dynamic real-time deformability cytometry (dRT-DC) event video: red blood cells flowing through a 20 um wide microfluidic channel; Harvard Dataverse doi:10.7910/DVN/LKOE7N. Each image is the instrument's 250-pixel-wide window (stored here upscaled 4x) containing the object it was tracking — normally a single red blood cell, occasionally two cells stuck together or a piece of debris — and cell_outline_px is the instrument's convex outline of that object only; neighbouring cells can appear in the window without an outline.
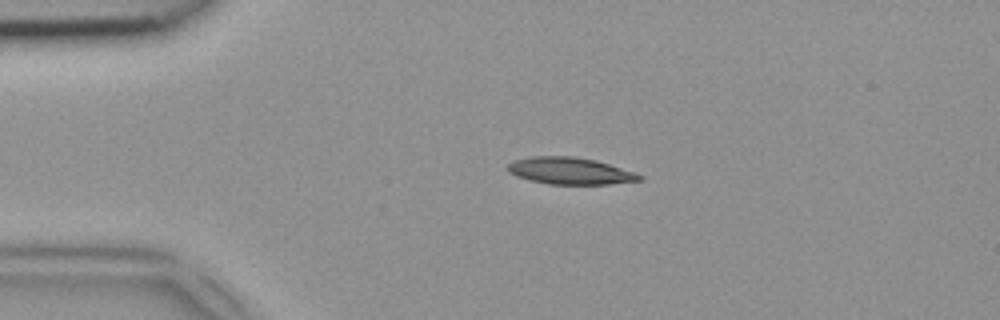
{"species": "common noctule bat (a hibernating species)", "species_latin": "Nyctalus noctula", "temperature_condition": "room temperature", "stored_images_in_passage": 39, "camera_frame_rate_fps": 3000, "um_per_image_px": 0.085, "animal": {"sex": "female", "body_mass_g": 18.4}, "frame": {"image": 1, "passage_image": 1, "time_ms": 0.0, "image_size_px": [1000, 320], "cell_outline_px": [[644, 180], [608, 184], [548, 184], [516, 176], [508, 172], [508, 164], [516, 160], [532, 156], [572, 156], [596, 160], [636, 172], [644, 176]], "centroid_in_image_um": [48.51, 14.53], "position_along_channel_um": 36.5, "area_um2": 20.63}}
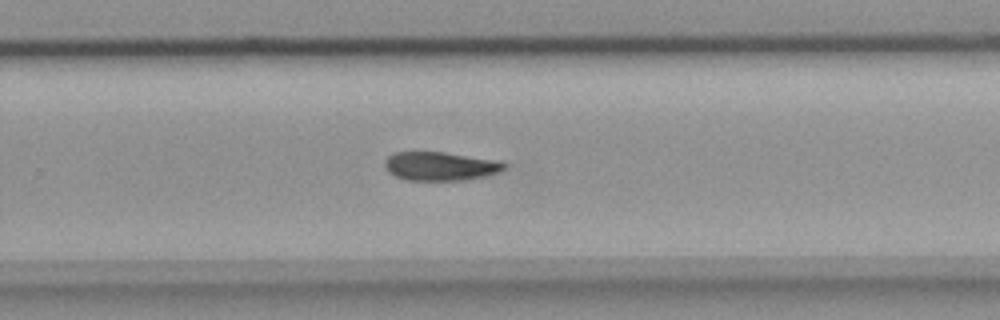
{"frame": {"image": 2, "passage_image": 22, "time_ms": 7.0, "image_size_px": [1000, 320], "cell_outline_px": [[508, 164], [504, 168], [496, 172], [484, 176], [460, 180], [408, 180], [396, 176], [388, 172], [384, 164], [384, 160], [392, 152], [444, 152], [500, 160]], "centroid_in_image_um": [37.4, 14.11], "position_along_channel_um": 292.4, "area_um2": 19.94}}
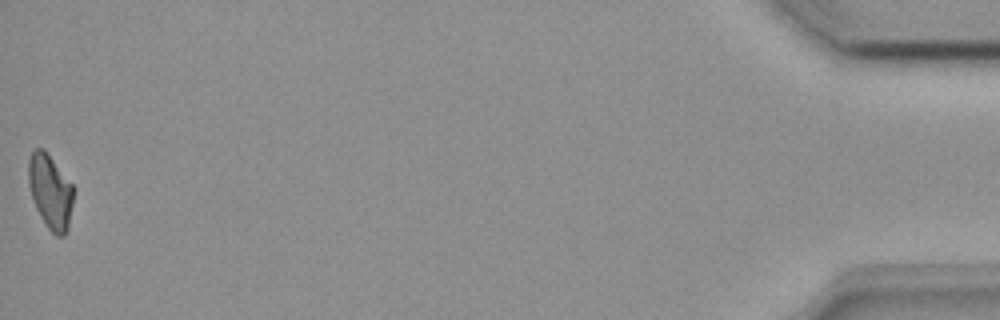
{"frame": {"image": 3, "passage_image": 39, "time_ms": 12.667, "image_size_px": [1000, 320], "cell_outline_px": [[76, 188], [68, 228], [64, 236], [56, 236], [48, 228], [40, 216], [36, 208], [28, 184], [28, 160], [32, 152], [36, 148], [44, 148]], "centroid_in_image_um": [4.31, 16.27], "position_along_channel_um": 430.9, "area_um2": 19.83}}